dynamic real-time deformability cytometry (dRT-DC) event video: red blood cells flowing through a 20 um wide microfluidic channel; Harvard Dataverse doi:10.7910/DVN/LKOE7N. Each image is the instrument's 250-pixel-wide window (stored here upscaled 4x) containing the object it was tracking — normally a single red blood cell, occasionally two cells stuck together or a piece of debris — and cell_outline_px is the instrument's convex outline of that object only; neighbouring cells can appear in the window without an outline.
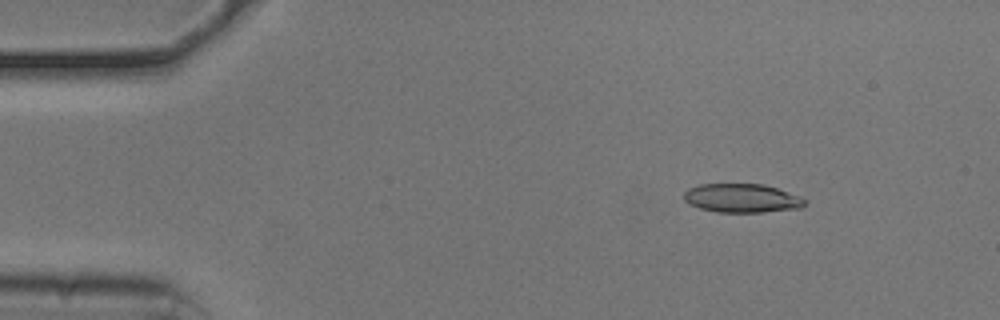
{"species": "common noctule bat (a hibernating species)", "species_latin": "Nyctalus noctula", "temperature_condition": "cold", "stored_images_in_passage": 53, "camera_frame_rate_fps": 3000, "um_per_image_px": 0.085, "animal": {"sex": "male", "body_mass_g": 20.5, "forearm_length_mm": 52.5}, "frame": {"image": 1, "passage_image": 7, "time_ms": 2.0, "image_size_px": [1000, 320], "cell_outline_px": [[808, 200], [800, 208], [760, 212], [716, 212], [700, 208], [688, 204], [684, 200], [684, 192], [688, 188], [700, 184], [764, 184], [800, 196]], "centroid_in_image_um": [63.04, 16.84], "position_along_channel_um": 22.0, "area_um2": 20.29}}
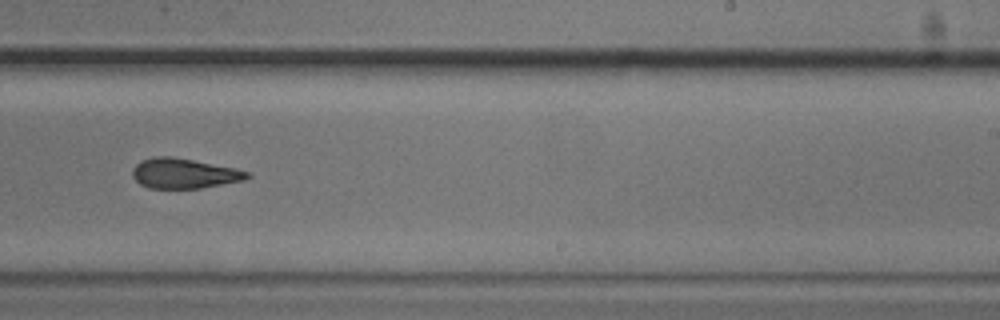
{"frame": {"image": 2, "passage_image": 33, "time_ms": 10.667, "image_size_px": [1000, 320], "cell_outline_px": [[252, 176], [244, 180], [200, 188], [148, 188], [140, 184], [132, 176], [132, 168], [140, 160], [156, 156], [172, 156], [236, 168], [252, 172]], "centroid_in_image_um": [15.65, 14.73], "position_along_channel_um": 273.3, "area_um2": 20.23}}
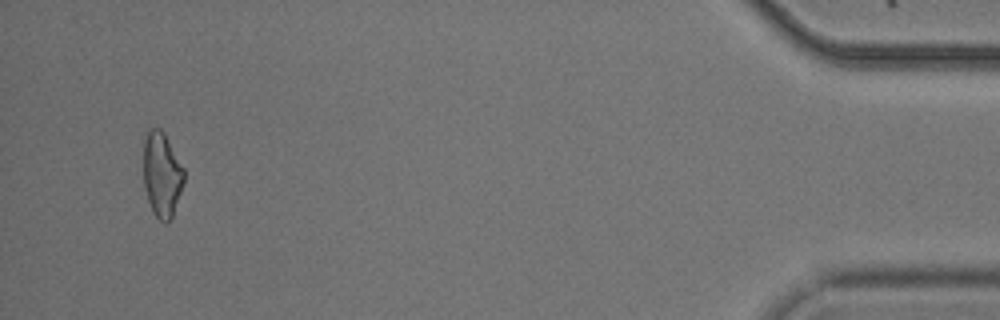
{"frame": {"image": 3, "passage_image": 51, "time_ms": 16.667, "image_size_px": [1000, 320], "cell_outline_px": [[184, 184], [172, 216], [164, 224], [152, 212], [144, 188], [144, 140], [148, 132], [152, 128], [160, 128], [164, 132], [184, 168]], "centroid_in_image_um": [13.77, 14.84], "position_along_channel_um": 421.4, "area_um2": 20.0}, "authors_computed_cell_mechanics": {"area_um2": 20.6924, "velocity_mm_per_s": 3.7784, "shape_relaxation_time_tau1_ms": 3.7384, "shape_relaxation_time_tau2_ms": 4.0536, "deformation_change_tau1": 0.1023, "deformation_change_tau2": 0.1192}}